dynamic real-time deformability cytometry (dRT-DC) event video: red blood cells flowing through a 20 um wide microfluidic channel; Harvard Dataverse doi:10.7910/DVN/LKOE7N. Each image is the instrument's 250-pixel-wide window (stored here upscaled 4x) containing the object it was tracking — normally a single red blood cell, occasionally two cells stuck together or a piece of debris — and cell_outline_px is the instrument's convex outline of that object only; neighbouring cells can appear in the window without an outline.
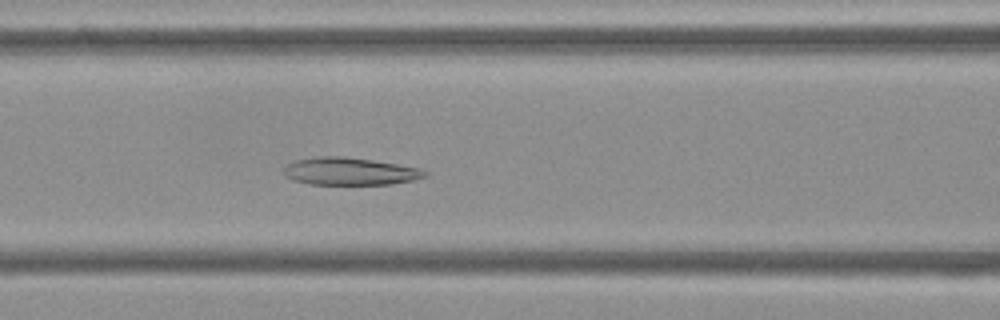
{"species": "Egyptian fruit bat (a non-hibernating species)", "species_latin": "Rousettus aegyptiacus", "temperature_condition": "cold", "stored_images_in_passage": 55, "camera_frame_rate_fps": 3000, "um_per_image_px": 0.085, "frame": {"image": 1, "passage_image": 23, "time_ms": 7.333, "image_size_px": [1000, 320], "cell_outline_px": [[428, 176], [412, 180], [392, 184], [308, 184], [292, 180], [284, 176], [284, 168], [288, 164], [296, 160], [316, 156], [344, 156], [372, 160], [420, 168], [428, 172]], "centroid_in_image_um": [29.72, 14.56], "position_along_channel_um": 136.9, "area_um2": 22.66}}
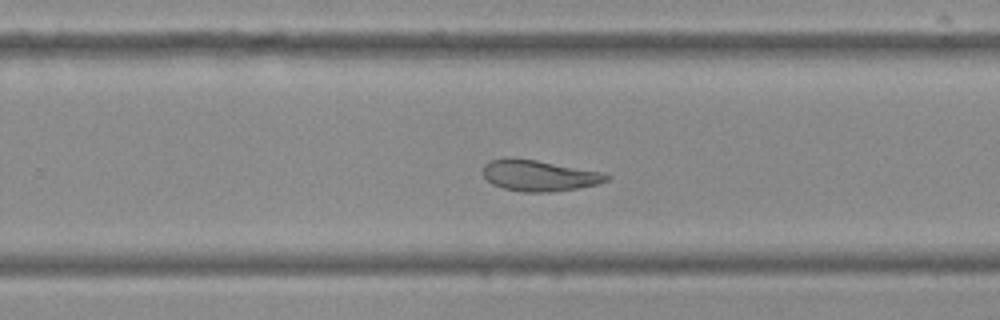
{"frame": {"image": 2, "passage_image": 35, "time_ms": 11.333, "image_size_px": [1000, 320], "cell_outline_px": [[612, 176], [608, 180], [596, 184], [576, 188], [548, 192], [524, 192], [504, 188], [492, 184], [484, 176], [484, 164], [488, 160], [512, 156], [536, 160], [604, 172]], "centroid_in_image_um": [45.81, 14.9], "position_along_channel_um": 284.0, "area_um2": 22.43}}
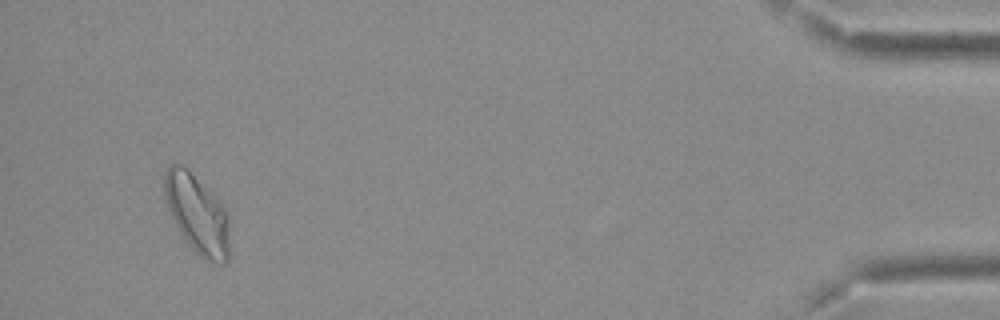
{"frame": {"image": 3, "passage_image": 52, "time_ms": 17.0, "image_size_px": [1000, 320], "cell_outline_px": [[232, 256], [224, 264], [216, 264], [200, 256], [188, 244], [180, 232], [168, 208], [164, 196], [164, 172], [168, 164], [180, 164], [188, 168], [224, 208], [228, 216]], "centroid_in_image_um": [16.79, 18.23], "position_along_channel_um": 418.4, "area_um2": 30.17}, "authors_computed_cell_mechanics": {"area_um2": 26.0678, "velocity_mm_per_s": 3.6813, "shape_relaxation_time_tau1_ms": null, "shape_relaxation_time_tau2_ms": 2.832, "deformation_change_tau1": null, "deformation_change_tau2": 0.1075}}